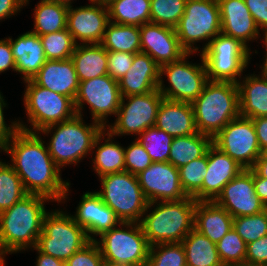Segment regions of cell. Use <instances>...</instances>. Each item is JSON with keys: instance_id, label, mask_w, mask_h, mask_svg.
Masks as SVG:
<instances>
[{"instance_id": "1", "label": "cell", "mask_w": 267, "mask_h": 266, "mask_svg": "<svg viewBox=\"0 0 267 266\" xmlns=\"http://www.w3.org/2000/svg\"><path fill=\"white\" fill-rule=\"evenodd\" d=\"M44 143L38 132L19 129L4 145L3 151L10 154L11 166L21 178L27 194L41 195L60 203L67 198L70 183L61 179V169Z\"/></svg>"}, {"instance_id": "2", "label": "cell", "mask_w": 267, "mask_h": 266, "mask_svg": "<svg viewBox=\"0 0 267 266\" xmlns=\"http://www.w3.org/2000/svg\"><path fill=\"white\" fill-rule=\"evenodd\" d=\"M49 200L41 195L27 194L0 213V266L5 265V254L36 246L47 213L44 203Z\"/></svg>"}, {"instance_id": "3", "label": "cell", "mask_w": 267, "mask_h": 266, "mask_svg": "<svg viewBox=\"0 0 267 266\" xmlns=\"http://www.w3.org/2000/svg\"><path fill=\"white\" fill-rule=\"evenodd\" d=\"M191 105L197 132L213 138L240 116L237 83L208 80Z\"/></svg>"}, {"instance_id": "4", "label": "cell", "mask_w": 267, "mask_h": 266, "mask_svg": "<svg viewBox=\"0 0 267 266\" xmlns=\"http://www.w3.org/2000/svg\"><path fill=\"white\" fill-rule=\"evenodd\" d=\"M196 202L190 196L179 201L150 202V206H157L140 222L149 245L181 243L194 228Z\"/></svg>"}, {"instance_id": "5", "label": "cell", "mask_w": 267, "mask_h": 266, "mask_svg": "<svg viewBox=\"0 0 267 266\" xmlns=\"http://www.w3.org/2000/svg\"><path fill=\"white\" fill-rule=\"evenodd\" d=\"M104 129L95 121L91 125H85L82 116L76 115L68 121L49 125L38 133L48 134L51 130L55 131L47 148L54 163L61 168L67 164L76 165L93 150L97 136Z\"/></svg>"}, {"instance_id": "6", "label": "cell", "mask_w": 267, "mask_h": 266, "mask_svg": "<svg viewBox=\"0 0 267 266\" xmlns=\"http://www.w3.org/2000/svg\"><path fill=\"white\" fill-rule=\"evenodd\" d=\"M102 190L96 192L121 222H141L151 208L136 175L127 171L100 177Z\"/></svg>"}, {"instance_id": "7", "label": "cell", "mask_w": 267, "mask_h": 266, "mask_svg": "<svg viewBox=\"0 0 267 266\" xmlns=\"http://www.w3.org/2000/svg\"><path fill=\"white\" fill-rule=\"evenodd\" d=\"M27 83L24 92V106L32 129L18 121L19 129L39 132L43 128L65 122L77 115L74 100L38 86L32 79Z\"/></svg>"}, {"instance_id": "8", "label": "cell", "mask_w": 267, "mask_h": 266, "mask_svg": "<svg viewBox=\"0 0 267 266\" xmlns=\"http://www.w3.org/2000/svg\"><path fill=\"white\" fill-rule=\"evenodd\" d=\"M90 240L83 227L63 211L47 212L36 248L44 254L67 261Z\"/></svg>"}, {"instance_id": "9", "label": "cell", "mask_w": 267, "mask_h": 266, "mask_svg": "<svg viewBox=\"0 0 267 266\" xmlns=\"http://www.w3.org/2000/svg\"><path fill=\"white\" fill-rule=\"evenodd\" d=\"M181 46L187 53L198 51L193 45L208 40L221 33L220 9L217 0H186L185 11L175 27ZM210 39V40H209ZM193 44V45H192Z\"/></svg>"}, {"instance_id": "10", "label": "cell", "mask_w": 267, "mask_h": 266, "mask_svg": "<svg viewBox=\"0 0 267 266\" xmlns=\"http://www.w3.org/2000/svg\"><path fill=\"white\" fill-rule=\"evenodd\" d=\"M239 40L219 33L202 51L207 78L211 81L237 83L248 66L251 51Z\"/></svg>"}, {"instance_id": "11", "label": "cell", "mask_w": 267, "mask_h": 266, "mask_svg": "<svg viewBox=\"0 0 267 266\" xmlns=\"http://www.w3.org/2000/svg\"><path fill=\"white\" fill-rule=\"evenodd\" d=\"M125 229L116 228L100 235L95 239L104 261L131 265H146L150 245L144 235L143 228L137 222H121ZM130 228V229H129Z\"/></svg>"}, {"instance_id": "12", "label": "cell", "mask_w": 267, "mask_h": 266, "mask_svg": "<svg viewBox=\"0 0 267 266\" xmlns=\"http://www.w3.org/2000/svg\"><path fill=\"white\" fill-rule=\"evenodd\" d=\"M191 54L187 53L178 61L160 67V76L165 74L170 83V87L165 88L160 77L158 90L165 99L192 103L202 93L208 81L206 66L202 55L201 65L188 63L186 59Z\"/></svg>"}, {"instance_id": "13", "label": "cell", "mask_w": 267, "mask_h": 266, "mask_svg": "<svg viewBox=\"0 0 267 266\" xmlns=\"http://www.w3.org/2000/svg\"><path fill=\"white\" fill-rule=\"evenodd\" d=\"M163 98L158 89L146 94L121 97L116 121L113 126H106L107 130L113 136L140 135L147 128L155 126L157 111ZM125 99L128 103H125Z\"/></svg>"}, {"instance_id": "14", "label": "cell", "mask_w": 267, "mask_h": 266, "mask_svg": "<svg viewBox=\"0 0 267 266\" xmlns=\"http://www.w3.org/2000/svg\"><path fill=\"white\" fill-rule=\"evenodd\" d=\"M212 143L243 169H251L261 156V149L252 119L241 117L231 120Z\"/></svg>"}, {"instance_id": "15", "label": "cell", "mask_w": 267, "mask_h": 266, "mask_svg": "<svg viewBox=\"0 0 267 266\" xmlns=\"http://www.w3.org/2000/svg\"><path fill=\"white\" fill-rule=\"evenodd\" d=\"M120 101L118 81L105 75L79 82L74 104L77 115L82 116L83 103H87L93 121L106 128L108 115L117 114Z\"/></svg>"}, {"instance_id": "16", "label": "cell", "mask_w": 267, "mask_h": 266, "mask_svg": "<svg viewBox=\"0 0 267 266\" xmlns=\"http://www.w3.org/2000/svg\"><path fill=\"white\" fill-rule=\"evenodd\" d=\"M214 202L233 218L255 215L267 209L256 195L252 168L244 169L228 182Z\"/></svg>"}, {"instance_id": "17", "label": "cell", "mask_w": 267, "mask_h": 266, "mask_svg": "<svg viewBox=\"0 0 267 266\" xmlns=\"http://www.w3.org/2000/svg\"><path fill=\"white\" fill-rule=\"evenodd\" d=\"M136 176L148 203L188 197L182 189L178 169L169 162H153Z\"/></svg>"}, {"instance_id": "18", "label": "cell", "mask_w": 267, "mask_h": 266, "mask_svg": "<svg viewBox=\"0 0 267 266\" xmlns=\"http://www.w3.org/2000/svg\"><path fill=\"white\" fill-rule=\"evenodd\" d=\"M92 5L72 8L69 3L67 30L78 44H100L109 22L108 8L104 0H90Z\"/></svg>"}, {"instance_id": "19", "label": "cell", "mask_w": 267, "mask_h": 266, "mask_svg": "<svg viewBox=\"0 0 267 266\" xmlns=\"http://www.w3.org/2000/svg\"><path fill=\"white\" fill-rule=\"evenodd\" d=\"M139 28L141 52L148 54L160 67L178 61L187 54L175 28L154 23H146Z\"/></svg>"}, {"instance_id": "20", "label": "cell", "mask_w": 267, "mask_h": 266, "mask_svg": "<svg viewBox=\"0 0 267 266\" xmlns=\"http://www.w3.org/2000/svg\"><path fill=\"white\" fill-rule=\"evenodd\" d=\"M244 169L213 143L207 149V169L202 188L192 197L196 201H214L223 187Z\"/></svg>"}, {"instance_id": "21", "label": "cell", "mask_w": 267, "mask_h": 266, "mask_svg": "<svg viewBox=\"0 0 267 266\" xmlns=\"http://www.w3.org/2000/svg\"><path fill=\"white\" fill-rule=\"evenodd\" d=\"M76 209V214L72 217L84 228L89 240H95L92 234L100 236L121 223L96 192L84 193Z\"/></svg>"}, {"instance_id": "22", "label": "cell", "mask_w": 267, "mask_h": 266, "mask_svg": "<svg viewBox=\"0 0 267 266\" xmlns=\"http://www.w3.org/2000/svg\"><path fill=\"white\" fill-rule=\"evenodd\" d=\"M220 9L221 33L239 40L247 48V42L258 38L259 28L244 0H217Z\"/></svg>"}, {"instance_id": "23", "label": "cell", "mask_w": 267, "mask_h": 266, "mask_svg": "<svg viewBox=\"0 0 267 266\" xmlns=\"http://www.w3.org/2000/svg\"><path fill=\"white\" fill-rule=\"evenodd\" d=\"M160 77V66L148 54H135L131 68L118 80L121 97L158 89Z\"/></svg>"}, {"instance_id": "24", "label": "cell", "mask_w": 267, "mask_h": 266, "mask_svg": "<svg viewBox=\"0 0 267 266\" xmlns=\"http://www.w3.org/2000/svg\"><path fill=\"white\" fill-rule=\"evenodd\" d=\"M38 86L75 100L79 80L71 58L47 60L32 79Z\"/></svg>"}, {"instance_id": "25", "label": "cell", "mask_w": 267, "mask_h": 266, "mask_svg": "<svg viewBox=\"0 0 267 266\" xmlns=\"http://www.w3.org/2000/svg\"><path fill=\"white\" fill-rule=\"evenodd\" d=\"M155 127L173 138L197 133L191 103L163 98L157 111Z\"/></svg>"}, {"instance_id": "26", "label": "cell", "mask_w": 267, "mask_h": 266, "mask_svg": "<svg viewBox=\"0 0 267 266\" xmlns=\"http://www.w3.org/2000/svg\"><path fill=\"white\" fill-rule=\"evenodd\" d=\"M9 41L16 72L23 75L24 81L33 79L47 61L40 37L28 31L14 41L9 37Z\"/></svg>"}, {"instance_id": "27", "label": "cell", "mask_w": 267, "mask_h": 266, "mask_svg": "<svg viewBox=\"0 0 267 266\" xmlns=\"http://www.w3.org/2000/svg\"><path fill=\"white\" fill-rule=\"evenodd\" d=\"M194 229L217 244L233 229V217L214 201H197L194 210Z\"/></svg>"}, {"instance_id": "28", "label": "cell", "mask_w": 267, "mask_h": 266, "mask_svg": "<svg viewBox=\"0 0 267 266\" xmlns=\"http://www.w3.org/2000/svg\"><path fill=\"white\" fill-rule=\"evenodd\" d=\"M237 86L240 116L249 119L267 116V78L251 74L242 83L239 80Z\"/></svg>"}, {"instance_id": "29", "label": "cell", "mask_w": 267, "mask_h": 266, "mask_svg": "<svg viewBox=\"0 0 267 266\" xmlns=\"http://www.w3.org/2000/svg\"><path fill=\"white\" fill-rule=\"evenodd\" d=\"M107 54L101 44H77L71 60L79 82L108 75Z\"/></svg>"}, {"instance_id": "30", "label": "cell", "mask_w": 267, "mask_h": 266, "mask_svg": "<svg viewBox=\"0 0 267 266\" xmlns=\"http://www.w3.org/2000/svg\"><path fill=\"white\" fill-rule=\"evenodd\" d=\"M69 2L41 0L34 10V30L38 36L59 32L67 28Z\"/></svg>"}, {"instance_id": "31", "label": "cell", "mask_w": 267, "mask_h": 266, "mask_svg": "<svg viewBox=\"0 0 267 266\" xmlns=\"http://www.w3.org/2000/svg\"><path fill=\"white\" fill-rule=\"evenodd\" d=\"M106 132L107 129L105 128L97 136L93 145V149H96L97 147L95 157L92 159L94 163L93 169L97 175H99V178L107 174L125 171L124 147H121L117 143H113L111 141L113 135L110 134L109 131ZM105 134L108 136L107 139L104 138ZM102 138H104L105 142L101 144L99 142H101L100 140H102Z\"/></svg>"}, {"instance_id": "32", "label": "cell", "mask_w": 267, "mask_h": 266, "mask_svg": "<svg viewBox=\"0 0 267 266\" xmlns=\"http://www.w3.org/2000/svg\"><path fill=\"white\" fill-rule=\"evenodd\" d=\"M186 266H224L216 244L194 228L183 239Z\"/></svg>"}, {"instance_id": "33", "label": "cell", "mask_w": 267, "mask_h": 266, "mask_svg": "<svg viewBox=\"0 0 267 266\" xmlns=\"http://www.w3.org/2000/svg\"><path fill=\"white\" fill-rule=\"evenodd\" d=\"M104 1L108 8L109 21L113 23L135 26L150 23V0Z\"/></svg>"}, {"instance_id": "34", "label": "cell", "mask_w": 267, "mask_h": 266, "mask_svg": "<svg viewBox=\"0 0 267 266\" xmlns=\"http://www.w3.org/2000/svg\"><path fill=\"white\" fill-rule=\"evenodd\" d=\"M212 144V138L199 132L188 136L176 137L170 146L168 162L177 169L189 162L202 157L209 146Z\"/></svg>"}, {"instance_id": "35", "label": "cell", "mask_w": 267, "mask_h": 266, "mask_svg": "<svg viewBox=\"0 0 267 266\" xmlns=\"http://www.w3.org/2000/svg\"><path fill=\"white\" fill-rule=\"evenodd\" d=\"M100 44L107 51L140 53V28L135 25H122L109 21Z\"/></svg>"}, {"instance_id": "36", "label": "cell", "mask_w": 267, "mask_h": 266, "mask_svg": "<svg viewBox=\"0 0 267 266\" xmlns=\"http://www.w3.org/2000/svg\"><path fill=\"white\" fill-rule=\"evenodd\" d=\"M26 195L21 178L11 164L0 161V213L11 208Z\"/></svg>"}, {"instance_id": "37", "label": "cell", "mask_w": 267, "mask_h": 266, "mask_svg": "<svg viewBox=\"0 0 267 266\" xmlns=\"http://www.w3.org/2000/svg\"><path fill=\"white\" fill-rule=\"evenodd\" d=\"M173 137L163 130L149 127L137 138L153 162H168Z\"/></svg>"}, {"instance_id": "38", "label": "cell", "mask_w": 267, "mask_h": 266, "mask_svg": "<svg viewBox=\"0 0 267 266\" xmlns=\"http://www.w3.org/2000/svg\"><path fill=\"white\" fill-rule=\"evenodd\" d=\"M39 37L47 60H65L71 58L77 45L67 28Z\"/></svg>"}, {"instance_id": "39", "label": "cell", "mask_w": 267, "mask_h": 266, "mask_svg": "<svg viewBox=\"0 0 267 266\" xmlns=\"http://www.w3.org/2000/svg\"><path fill=\"white\" fill-rule=\"evenodd\" d=\"M150 23L175 28L185 11L186 0H150Z\"/></svg>"}, {"instance_id": "40", "label": "cell", "mask_w": 267, "mask_h": 266, "mask_svg": "<svg viewBox=\"0 0 267 266\" xmlns=\"http://www.w3.org/2000/svg\"><path fill=\"white\" fill-rule=\"evenodd\" d=\"M247 244L232 229L217 244V251L224 266H245Z\"/></svg>"}, {"instance_id": "41", "label": "cell", "mask_w": 267, "mask_h": 266, "mask_svg": "<svg viewBox=\"0 0 267 266\" xmlns=\"http://www.w3.org/2000/svg\"><path fill=\"white\" fill-rule=\"evenodd\" d=\"M146 266H186L183 245L181 243H159L150 246Z\"/></svg>"}, {"instance_id": "42", "label": "cell", "mask_w": 267, "mask_h": 266, "mask_svg": "<svg viewBox=\"0 0 267 266\" xmlns=\"http://www.w3.org/2000/svg\"><path fill=\"white\" fill-rule=\"evenodd\" d=\"M206 169L207 152L202 157L178 168L182 189L187 196L193 197L202 188Z\"/></svg>"}, {"instance_id": "43", "label": "cell", "mask_w": 267, "mask_h": 266, "mask_svg": "<svg viewBox=\"0 0 267 266\" xmlns=\"http://www.w3.org/2000/svg\"><path fill=\"white\" fill-rule=\"evenodd\" d=\"M233 229L248 244L267 235V209L261 213L233 218Z\"/></svg>"}, {"instance_id": "44", "label": "cell", "mask_w": 267, "mask_h": 266, "mask_svg": "<svg viewBox=\"0 0 267 266\" xmlns=\"http://www.w3.org/2000/svg\"><path fill=\"white\" fill-rule=\"evenodd\" d=\"M124 153L125 171L133 175H138L153 163L144 146L137 140L124 148Z\"/></svg>"}, {"instance_id": "45", "label": "cell", "mask_w": 267, "mask_h": 266, "mask_svg": "<svg viewBox=\"0 0 267 266\" xmlns=\"http://www.w3.org/2000/svg\"><path fill=\"white\" fill-rule=\"evenodd\" d=\"M103 262L98 245L90 240L66 261V266H103Z\"/></svg>"}, {"instance_id": "46", "label": "cell", "mask_w": 267, "mask_h": 266, "mask_svg": "<svg viewBox=\"0 0 267 266\" xmlns=\"http://www.w3.org/2000/svg\"><path fill=\"white\" fill-rule=\"evenodd\" d=\"M135 54L129 52L108 51V75L120 80L131 68Z\"/></svg>"}, {"instance_id": "47", "label": "cell", "mask_w": 267, "mask_h": 266, "mask_svg": "<svg viewBox=\"0 0 267 266\" xmlns=\"http://www.w3.org/2000/svg\"><path fill=\"white\" fill-rule=\"evenodd\" d=\"M245 266H267V235L247 244Z\"/></svg>"}, {"instance_id": "48", "label": "cell", "mask_w": 267, "mask_h": 266, "mask_svg": "<svg viewBox=\"0 0 267 266\" xmlns=\"http://www.w3.org/2000/svg\"><path fill=\"white\" fill-rule=\"evenodd\" d=\"M257 27L263 30L264 37H267V0H244Z\"/></svg>"}, {"instance_id": "49", "label": "cell", "mask_w": 267, "mask_h": 266, "mask_svg": "<svg viewBox=\"0 0 267 266\" xmlns=\"http://www.w3.org/2000/svg\"><path fill=\"white\" fill-rule=\"evenodd\" d=\"M6 103L0 92V147H4L7 141L19 130L17 121L12 122V125L7 126L4 120L3 108Z\"/></svg>"}, {"instance_id": "50", "label": "cell", "mask_w": 267, "mask_h": 266, "mask_svg": "<svg viewBox=\"0 0 267 266\" xmlns=\"http://www.w3.org/2000/svg\"><path fill=\"white\" fill-rule=\"evenodd\" d=\"M16 71V61L10 46L9 38L0 40V73L9 69Z\"/></svg>"}, {"instance_id": "51", "label": "cell", "mask_w": 267, "mask_h": 266, "mask_svg": "<svg viewBox=\"0 0 267 266\" xmlns=\"http://www.w3.org/2000/svg\"><path fill=\"white\" fill-rule=\"evenodd\" d=\"M29 0H0V20L18 13Z\"/></svg>"}, {"instance_id": "52", "label": "cell", "mask_w": 267, "mask_h": 266, "mask_svg": "<svg viewBox=\"0 0 267 266\" xmlns=\"http://www.w3.org/2000/svg\"><path fill=\"white\" fill-rule=\"evenodd\" d=\"M260 149L267 146V116L252 119Z\"/></svg>"}, {"instance_id": "53", "label": "cell", "mask_w": 267, "mask_h": 266, "mask_svg": "<svg viewBox=\"0 0 267 266\" xmlns=\"http://www.w3.org/2000/svg\"><path fill=\"white\" fill-rule=\"evenodd\" d=\"M253 181H254V185H255L256 195L260 198L262 203L267 208V179L260 177L253 170Z\"/></svg>"}, {"instance_id": "54", "label": "cell", "mask_w": 267, "mask_h": 266, "mask_svg": "<svg viewBox=\"0 0 267 266\" xmlns=\"http://www.w3.org/2000/svg\"><path fill=\"white\" fill-rule=\"evenodd\" d=\"M38 252V258L36 261V266H66V262L51 255L44 254L40 252L36 247L33 248Z\"/></svg>"}, {"instance_id": "55", "label": "cell", "mask_w": 267, "mask_h": 266, "mask_svg": "<svg viewBox=\"0 0 267 266\" xmlns=\"http://www.w3.org/2000/svg\"><path fill=\"white\" fill-rule=\"evenodd\" d=\"M252 169L262 178L267 179V158L262 155L256 160Z\"/></svg>"}, {"instance_id": "56", "label": "cell", "mask_w": 267, "mask_h": 266, "mask_svg": "<svg viewBox=\"0 0 267 266\" xmlns=\"http://www.w3.org/2000/svg\"><path fill=\"white\" fill-rule=\"evenodd\" d=\"M264 39V44H265V47H266V57H265V61L263 62V65L260 67L262 68V76L267 78V37H263Z\"/></svg>"}, {"instance_id": "57", "label": "cell", "mask_w": 267, "mask_h": 266, "mask_svg": "<svg viewBox=\"0 0 267 266\" xmlns=\"http://www.w3.org/2000/svg\"><path fill=\"white\" fill-rule=\"evenodd\" d=\"M103 266H146V265H131V264L113 263L109 261H104Z\"/></svg>"}, {"instance_id": "58", "label": "cell", "mask_w": 267, "mask_h": 266, "mask_svg": "<svg viewBox=\"0 0 267 266\" xmlns=\"http://www.w3.org/2000/svg\"><path fill=\"white\" fill-rule=\"evenodd\" d=\"M261 155H262L264 158H267V146L261 150Z\"/></svg>"}, {"instance_id": "59", "label": "cell", "mask_w": 267, "mask_h": 266, "mask_svg": "<svg viewBox=\"0 0 267 266\" xmlns=\"http://www.w3.org/2000/svg\"><path fill=\"white\" fill-rule=\"evenodd\" d=\"M63 1H66V2H69V3H71V1H73V0H63Z\"/></svg>"}]
</instances>
